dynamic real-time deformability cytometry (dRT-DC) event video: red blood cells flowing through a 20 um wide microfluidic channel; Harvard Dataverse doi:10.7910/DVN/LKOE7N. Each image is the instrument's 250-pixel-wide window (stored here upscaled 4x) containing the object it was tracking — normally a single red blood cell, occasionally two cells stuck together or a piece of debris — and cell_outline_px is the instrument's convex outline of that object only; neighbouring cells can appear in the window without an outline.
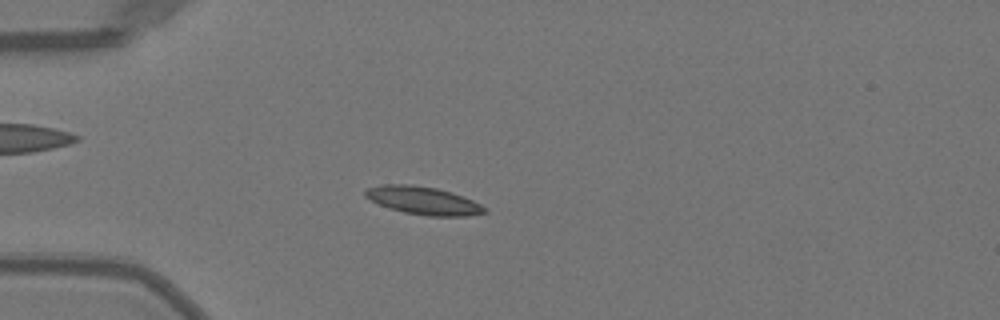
{"species": "Egyptian fruit bat (a non-hibernating species)", "species_latin": "Rousettus aegyptiacus", "temperature_condition": "warm", "stored_images_in_passage": 51, "camera_frame_rate_fps": 3000, "um_per_image_px": 0.085, "animal": {"sex": "female"}, "frame": {"image": 1, "passage_image": 14, "time_ms": 4.333, "image_size_px": [1000, 320], "cell_outline_px": [[488, 212], [468, 216], [428, 216], [404, 212], [380, 204], [364, 196], [364, 192], [368, 188], [384, 184], [408, 184], [436, 188], [452, 192], [472, 200], [480, 204]], "centroid_in_image_um": [36.0, 17.04], "position_along_channel_um": 49.0, "area_um2": 19.13}}
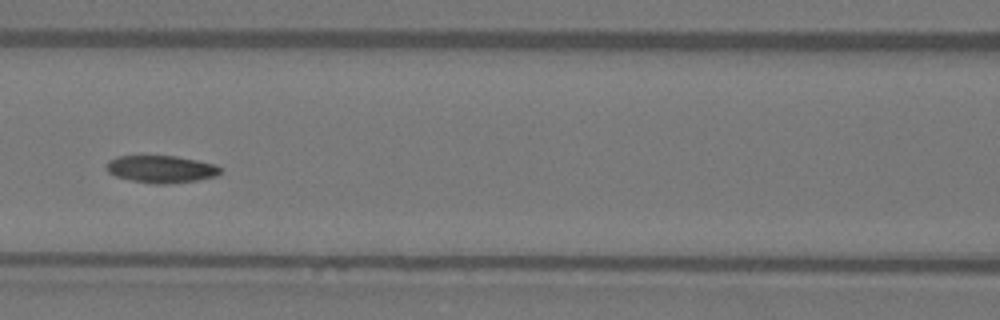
{"frame": {"image": 2, "passage_image": 23, "time_ms": 7.333, "image_size_px": [1000, 320], "cell_outline_px": [[220, 172], [216, 176], [196, 180], [164, 184], [156, 184], [132, 180], [116, 176], [108, 172], [104, 168], [108, 160], [116, 156], [176, 156], [216, 164], [220, 168]], "centroid_in_image_um": [13.66, 14.36], "position_along_channel_um": 152.9, "area_um2": 18.03}}
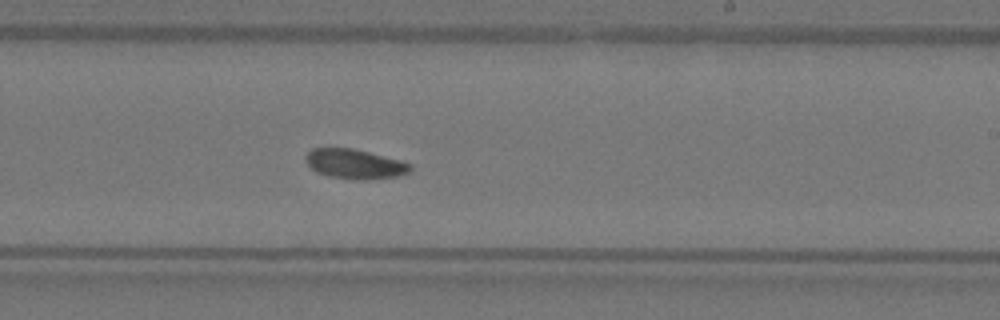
{"frame": {"image": 3, "passage_image": 31, "time_ms": 10.0, "image_size_px": [1000, 320], "cell_outline_px": [[412, 168], [408, 172], [396, 176], [364, 180], [356, 180], [328, 176], [316, 172], [304, 160], [304, 156], [312, 148], [352, 148], [400, 160], [412, 164]], "centroid_in_image_um": [30.12, 13.94], "position_along_channel_um": 258.9, "area_um2": 18.03}, "authors_computed_cell_mechanics": {"area_um2": 17.918, "velocity_mm_per_s": 3.9892, "shape_relaxation_time_tau1_ms": 2.5276, "shape_relaxation_time_tau2_ms": null, "deformation_change_tau1": 0.1023, "deformation_change_tau2": null}}